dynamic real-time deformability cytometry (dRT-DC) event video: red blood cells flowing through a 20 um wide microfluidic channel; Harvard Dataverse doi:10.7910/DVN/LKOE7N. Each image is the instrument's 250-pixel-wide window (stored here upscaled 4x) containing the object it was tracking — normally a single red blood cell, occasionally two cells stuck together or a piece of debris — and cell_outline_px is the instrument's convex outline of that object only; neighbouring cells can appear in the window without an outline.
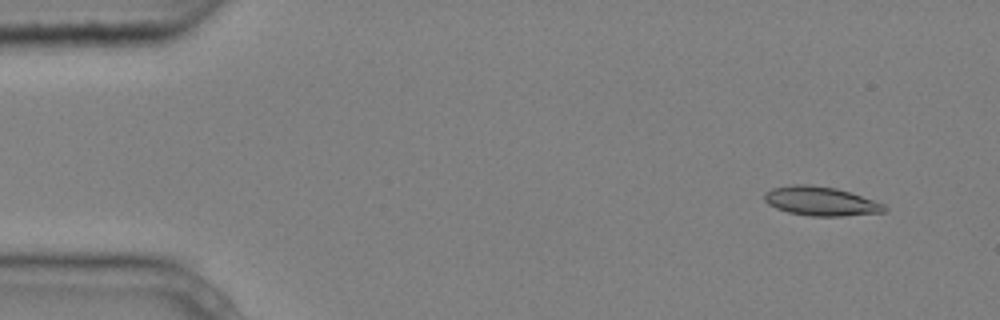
{"species": "common noctule bat (a hibernating species)", "species_latin": "Nyctalus noctula", "temperature_condition": "cold", "stored_images_in_passage": 4, "camera_frame_rate_fps": 3000, "um_per_image_px": 0.085, "animal": {"sex": "male", "body_mass_g": 20.4}, "frame": {"image": 1, "passage_image": 1, "time_ms": 0.0, "image_size_px": [1000, 320], "cell_outline_px": [[888, 208], [884, 212], [840, 216], [812, 216], [788, 212], [776, 208], [768, 204], [764, 200], [764, 192], [772, 188], [792, 184], [812, 184], [836, 188], [884, 204]], "centroid_in_image_um": [69.72, 17.09], "position_along_channel_um": 15.3, "area_um2": 20.23}}
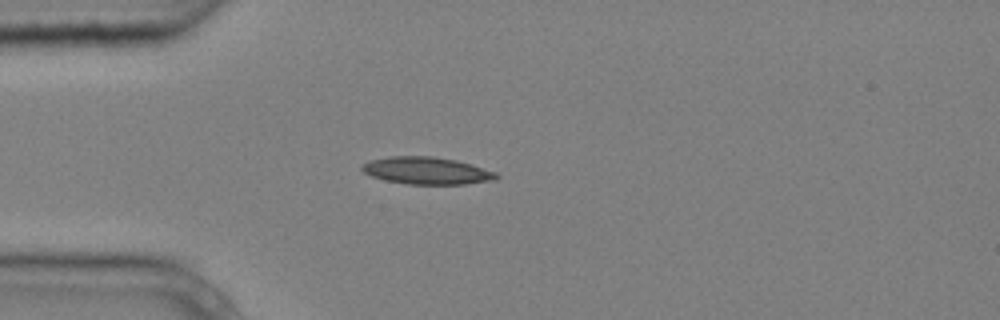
{"frame": {"image": 2, "passage_image": 4, "time_ms": 1.0, "image_size_px": [1000, 320], "cell_outline_px": [[500, 176], [496, 180], [464, 184], [408, 184], [384, 180], [372, 176], [364, 172], [360, 168], [360, 164], [372, 160], [388, 156], [432, 156], [456, 160], [496, 172]], "centroid_in_image_um": [36.26, 14.51], "position_along_channel_um": 48.7, "area_um2": 21.33}}